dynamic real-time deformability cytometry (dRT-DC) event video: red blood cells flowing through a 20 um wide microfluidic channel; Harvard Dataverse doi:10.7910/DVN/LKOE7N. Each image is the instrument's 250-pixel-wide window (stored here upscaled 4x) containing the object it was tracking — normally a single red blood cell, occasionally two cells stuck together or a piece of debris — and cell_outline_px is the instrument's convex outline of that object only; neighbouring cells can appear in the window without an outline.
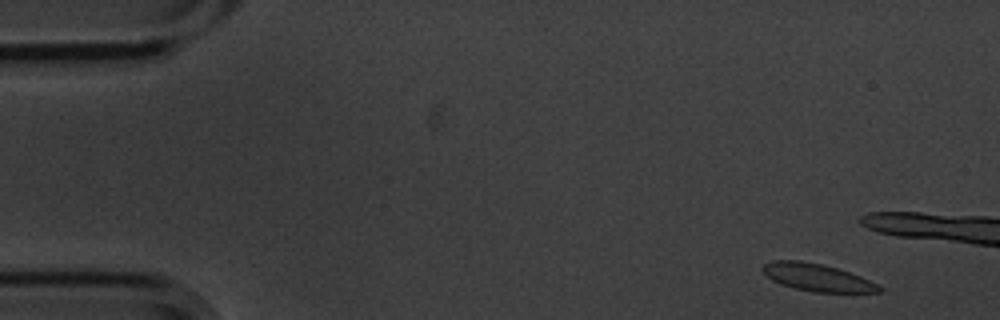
{"species": "common noctule bat (a hibernating species)", "species_latin": "Nyctalus noctula", "temperature_condition": "cold", "stored_images_in_passage": 5, "camera_frame_rate_fps": 3000, "um_per_image_px": 0.085, "animal": {"sex": "male", "body_mass_g": 20.1, "forearm_length_mm": 53.5}, "frame": {"image": 1, "passage_image": 1, "time_ms": 0.0, "image_size_px": [1000, 320], "cell_outline_px": [[884, 292], [812, 292], [780, 284], [764, 276], [760, 268], [764, 264], [772, 260], [800, 260], [820, 264], [836, 268], [860, 276], [884, 288]], "centroid_in_image_um": [69.4, 23.58], "position_along_channel_um": 15.6, "area_um2": 18.61}}